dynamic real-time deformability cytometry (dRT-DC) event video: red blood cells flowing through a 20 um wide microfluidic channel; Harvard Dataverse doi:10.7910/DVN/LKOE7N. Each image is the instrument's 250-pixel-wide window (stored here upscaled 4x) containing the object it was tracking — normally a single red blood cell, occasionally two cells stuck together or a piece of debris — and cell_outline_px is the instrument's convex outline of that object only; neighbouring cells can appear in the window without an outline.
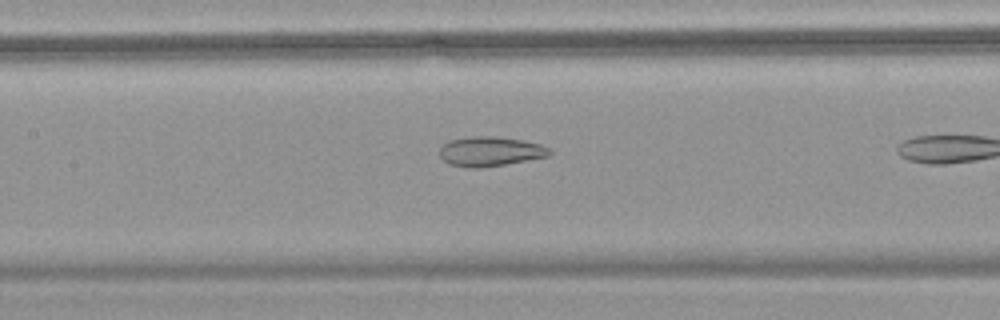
{"species": "common noctule bat (a hibernating species)", "species_latin": "Nyctalus noctula", "temperature_condition": "warm", "stored_images_in_passage": 31, "camera_frame_rate_fps": 3000, "um_per_image_px": 0.085, "animal": {"sex": "female", "body_mass_g": 18.4}, "frame": {"image": 1, "passage_image": 22, "time_ms": 7.0, "image_size_px": [1000, 320], "cell_outline_px": [[552, 152], [548, 156], [504, 164], [480, 168], [468, 168], [448, 164], [440, 156], [440, 148], [444, 144], [452, 140], [472, 136], [496, 136], [524, 140], [540, 144], [548, 148]], "centroid_in_image_um": [41.66, 12.87], "position_along_channel_um": 165.7, "area_um2": 18.84}}